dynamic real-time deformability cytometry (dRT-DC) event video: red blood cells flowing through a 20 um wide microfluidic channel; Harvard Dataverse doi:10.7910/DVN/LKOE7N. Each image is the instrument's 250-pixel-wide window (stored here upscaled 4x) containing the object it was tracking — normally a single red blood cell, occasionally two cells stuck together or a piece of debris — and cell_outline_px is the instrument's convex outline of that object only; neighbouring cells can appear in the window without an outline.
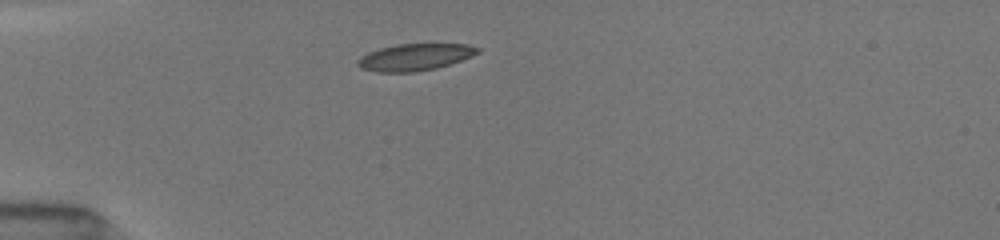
{"species": "common noctule bat (a hibernating species)", "species_latin": "Nyctalus noctula", "temperature_condition": "room temperature", "stored_images_in_passage": 37, "camera_frame_rate_fps": 3000, "um_per_image_px": 0.085, "animal": {"sex": "female", "body_mass_g": 19.5, "forearm_length_mm": 54.1}, "frame": {"image": 1, "passage_image": 1, "time_ms": 0.0, "image_size_px": [1000, 240], "cell_outline_px": [[480, 52], [472, 56], [436, 68], [412, 72], [376, 72], [360, 68], [356, 64], [356, 60], [360, 56], [368, 52], [380, 48], [396, 44], [468, 44], [480, 48]], "centroid_in_image_um": [35.22, 4.85], "position_along_channel_um": 49.8, "area_um2": 18.79}}
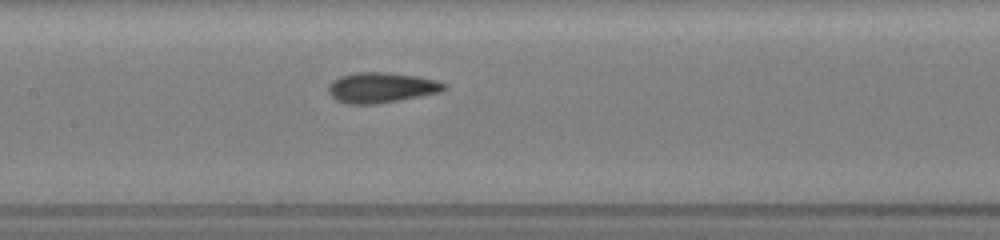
{"frame": {"image": 2, "passage_image": 12, "time_ms": 3.667, "image_size_px": [1000, 240], "cell_outline_px": [[448, 88], [440, 92], [376, 104], [344, 104], [336, 100], [328, 92], [328, 84], [332, 80], [340, 76], [356, 72], [388, 72], [416, 76], [436, 80], [448, 84]], "centroid_in_image_um": [32.39, 7.44], "position_along_channel_um": 175.0, "area_um2": 20.58}}
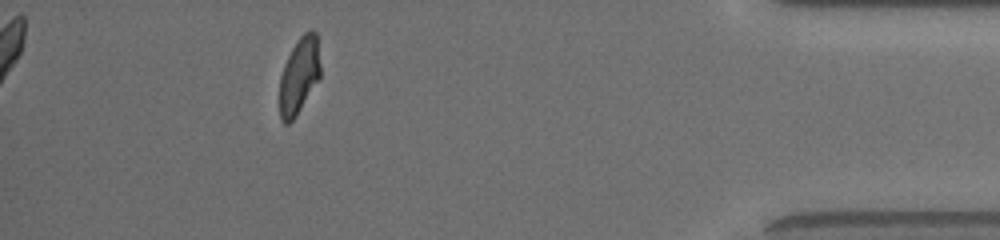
{"frame": {"image": 3, "passage_image": 33, "time_ms": 10.667, "image_size_px": [1000, 240], "cell_outline_px": [[320, 76], [296, 116], [288, 124], [284, 124], [280, 120], [280, 76], [284, 64], [292, 48], [300, 36], [304, 32], [316, 32], [320, 64]], "centroid_in_image_um": [25.41, 6.45], "position_along_channel_um": 409.8, "area_um2": 17.86}, "authors_computed_cell_mechanics": {"area_um2": 19.4208, "velocity_mm_per_s": 4.0105, "shape_relaxation_time_tau1_ms": 3.1049, "shape_relaxation_time_tau2_ms": 1.2322, "deformation_change_tau1": 0.144, "deformation_change_tau2": 0.0771}}